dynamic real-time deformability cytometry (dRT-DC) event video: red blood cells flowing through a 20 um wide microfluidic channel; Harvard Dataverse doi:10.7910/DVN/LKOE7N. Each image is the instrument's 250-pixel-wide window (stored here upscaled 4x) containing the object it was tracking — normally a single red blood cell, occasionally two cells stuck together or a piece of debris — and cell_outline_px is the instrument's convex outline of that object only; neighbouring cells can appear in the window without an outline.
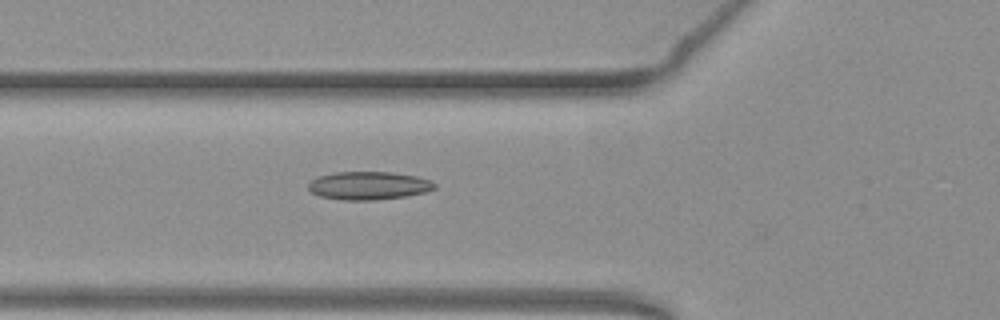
{"species": "common noctule bat (a hibernating species)", "species_latin": "Nyctalus noctula", "temperature_condition": "warm", "stored_images_in_passage": 44, "camera_frame_rate_fps": 3000, "um_per_image_px": 0.085, "animal": {"sex": "female", "body_mass_g": 19.3, "forearm_length_mm": 54.1}, "frame": {"image": 1, "passage_image": 10, "time_ms": 3.0, "image_size_px": [1000, 320], "cell_outline_px": [[436, 188], [424, 192], [408, 196], [376, 200], [340, 200], [320, 196], [312, 192], [308, 188], [308, 184], [316, 176], [336, 172], [392, 172], [416, 176], [432, 180], [436, 184]], "centroid_in_image_um": [31.34, 15.78], "position_along_channel_um": 94.5, "area_um2": 20.87}}
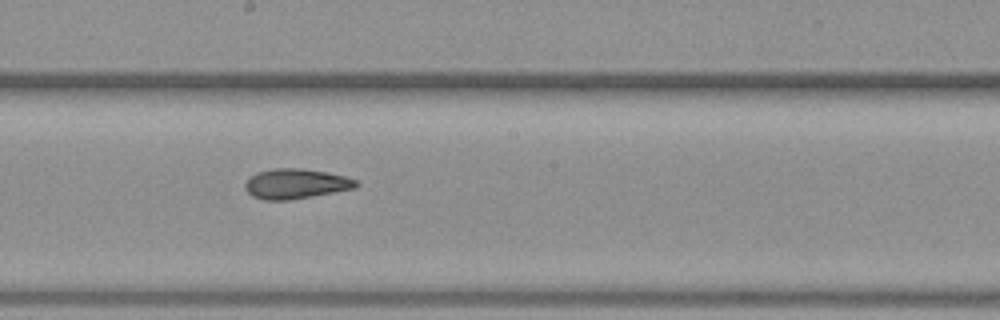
{"frame": {"image": 2, "passage_image": 20, "time_ms": 6.333, "image_size_px": [1000, 320], "cell_outline_px": [[360, 184], [352, 188], [332, 192], [288, 200], [264, 200], [252, 196], [244, 188], [244, 184], [256, 172], [276, 168], [300, 168], [328, 172], [344, 176], [356, 180]], "centroid_in_image_um": [25.11, 15.61], "position_along_channel_um": 223.1, "area_um2": 19.13}}
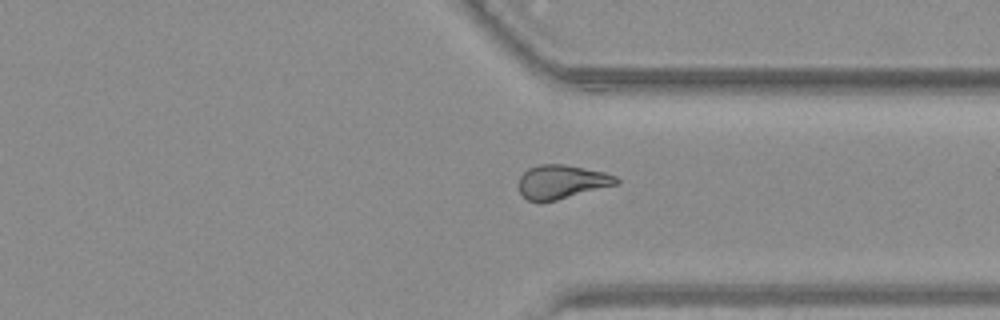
{"frame": {"image": 3, "passage_image": 31, "time_ms": 10.0, "image_size_px": [1000, 320], "cell_outline_px": [[620, 180], [616, 184], [556, 200], [528, 200], [520, 192], [520, 176], [528, 168], [540, 164], [564, 164], [604, 172], [616, 176]], "centroid_in_image_um": [47.75, 15.43], "position_along_channel_um": 363.7, "area_um2": 18.73}, "authors_computed_cell_mechanics": {"area_um2": 19.4786, "velocity_mm_per_s": 3.843, "shape_relaxation_time_tau1_ms": null, "shape_relaxation_time_tau2_ms": 3.2466, "deformation_change_tau1": null, "deformation_change_tau2": 0.0994}}